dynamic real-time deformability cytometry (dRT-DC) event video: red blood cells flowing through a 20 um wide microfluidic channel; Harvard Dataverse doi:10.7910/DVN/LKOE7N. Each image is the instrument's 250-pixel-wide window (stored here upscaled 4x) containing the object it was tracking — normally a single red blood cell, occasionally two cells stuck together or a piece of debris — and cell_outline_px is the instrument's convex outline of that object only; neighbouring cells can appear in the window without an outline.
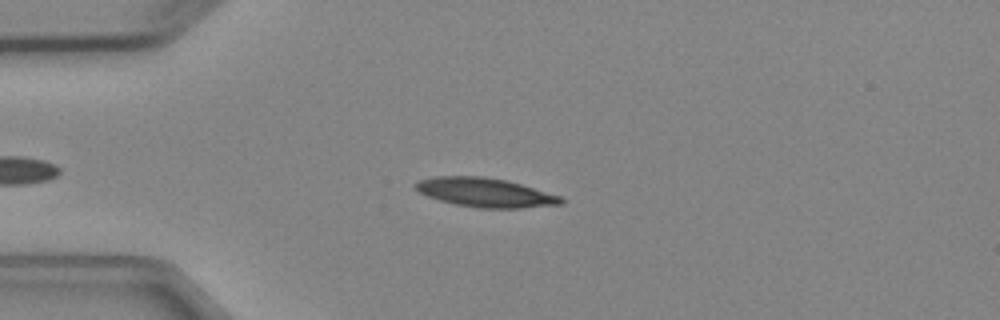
{"species": "Egyptian fruit bat (a non-hibernating species)", "species_latin": "Rousettus aegyptiacus", "temperature_condition": "cold", "stored_images_in_passage": 4, "camera_frame_rate_fps": 3000, "um_per_image_px": 0.085, "animal": {"sex": "female"}, "frame": {"image": 1, "passage_image": 2, "time_ms": 1.333, "image_size_px": [1000, 320], "cell_outline_px": [[564, 204], [520, 208], [480, 208], [456, 204], [440, 200], [428, 196], [420, 192], [416, 188], [416, 184], [420, 180], [432, 176], [484, 176], [508, 180], [560, 196], [564, 200]], "centroid_in_image_um": [41.27, 16.36], "position_along_channel_um": 43.7, "area_um2": 24.51}}